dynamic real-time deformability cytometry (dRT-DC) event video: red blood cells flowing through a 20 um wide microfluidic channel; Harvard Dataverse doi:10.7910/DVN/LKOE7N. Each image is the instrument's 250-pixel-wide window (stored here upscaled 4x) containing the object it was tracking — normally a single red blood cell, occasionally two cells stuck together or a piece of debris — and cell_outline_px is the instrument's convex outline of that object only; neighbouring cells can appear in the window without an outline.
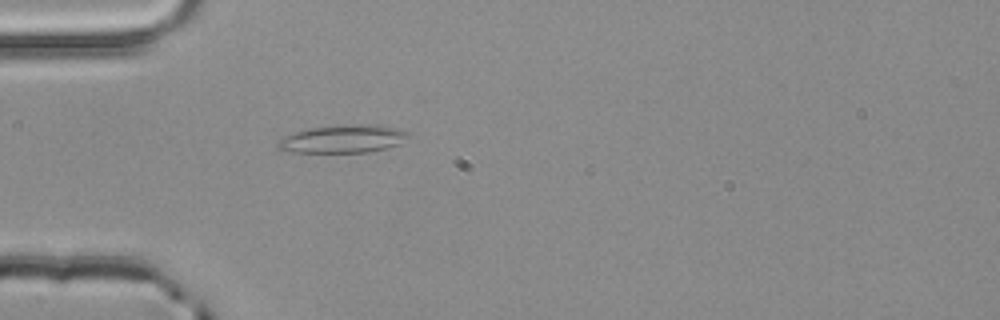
{"species": "common noctule bat (a hibernating species)", "species_latin": "Nyctalus noctula", "temperature_condition": "room temperature", "stored_images_in_passage": 2, "camera_frame_rate_fps": 3000, "um_per_image_px": 0.085, "animal": {"sex": "male", "body_mass_g": 20.4}, "frame": {"image": 1, "passage_image": 2, "time_ms": 0.333, "image_size_px": [1000, 320], "cell_outline_px": [[408, 136], [400, 144], [388, 148], [368, 152], [292, 152], [280, 148], [276, 144], [284, 136], [308, 128], [344, 124], [376, 124], [400, 128], [408, 132]], "centroid_in_image_um": [29.21, 11.79], "position_along_channel_um": 55.8, "area_um2": 21.33}}